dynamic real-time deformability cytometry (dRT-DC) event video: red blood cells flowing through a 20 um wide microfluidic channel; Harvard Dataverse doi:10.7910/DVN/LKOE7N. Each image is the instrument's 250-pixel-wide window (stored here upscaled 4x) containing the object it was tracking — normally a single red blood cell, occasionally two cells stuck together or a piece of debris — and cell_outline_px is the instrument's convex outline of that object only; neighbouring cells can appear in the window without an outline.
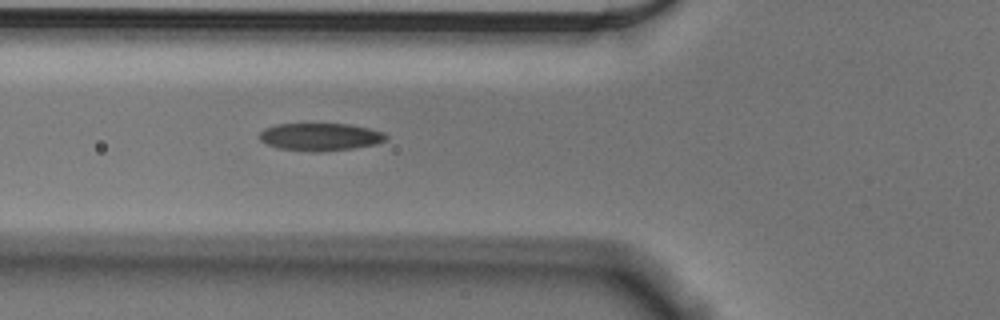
{"species": "Egyptian fruit bat (a non-hibernating species)", "species_latin": "Rousettus aegyptiacus", "temperature_condition": "cold", "stored_images_in_passage": 32, "camera_frame_rate_fps": 3000, "um_per_image_px": 0.085, "animal": {"sex": "male"}, "frame": {"image": 1, "passage_image": 2, "time_ms": 0.333, "image_size_px": [1000, 320], "cell_outline_px": [[388, 136], [384, 140], [376, 144], [352, 148], [320, 152], [312, 152], [280, 148], [268, 144], [260, 140], [260, 132], [264, 128], [276, 124], [352, 124], [384, 132]], "centroid_in_image_um": [27.23, 11.63], "position_along_channel_um": 98.6, "area_um2": 20.29}}
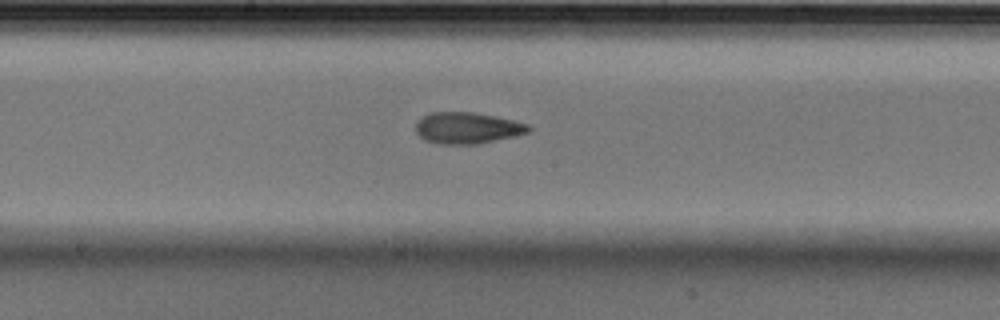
{"frame": {"image": 2, "passage_image": 11, "time_ms": 3.333, "image_size_px": [1000, 320], "cell_outline_px": [[532, 128], [528, 132], [512, 136], [476, 144], [436, 144], [424, 140], [416, 132], [416, 124], [428, 112], [472, 112], [496, 116], [528, 124]], "centroid_in_image_um": [39.69, 10.87], "position_along_channel_um": 208.5, "area_um2": 20.46}}
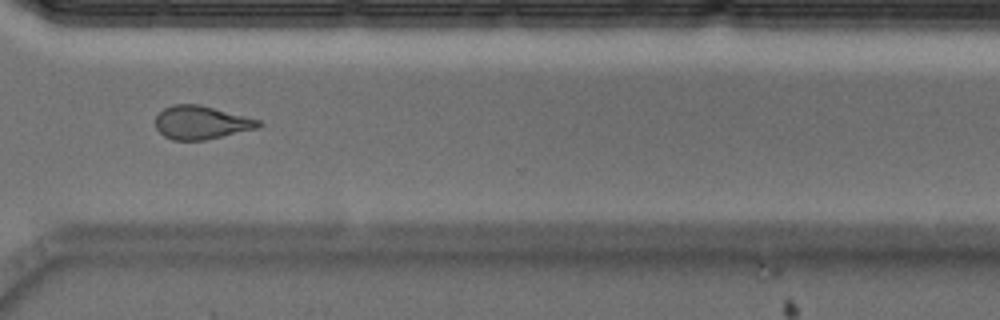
{"frame": {"image": 3, "passage_image": 23, "time_ms": 7.333, "image_size_px": [1000, 320], "cell_outline_px": [[264, 124], [260, 128], [204, 140], [172, 140], [164, 136], [156, 128], [156, 116], [164, 108], [172, 104], [200, 104], [260, 120]], "centroid_in_image_um": [17.13, 10.41], "position_along_channel_um": 353.5, "area_um2": 20.11}, "authors_computed_cell_mechanics": {"area_um2": 19.941, "velocity_mm_per_s": 3.6326, "shape_relaxation_time_tau1_ms": 4.2604, "shape_relaxation_time_tau2_ms": 2.6674, "deformation_change_tau1": 0.1286, "deformation_change_tau2": 0.0933}}